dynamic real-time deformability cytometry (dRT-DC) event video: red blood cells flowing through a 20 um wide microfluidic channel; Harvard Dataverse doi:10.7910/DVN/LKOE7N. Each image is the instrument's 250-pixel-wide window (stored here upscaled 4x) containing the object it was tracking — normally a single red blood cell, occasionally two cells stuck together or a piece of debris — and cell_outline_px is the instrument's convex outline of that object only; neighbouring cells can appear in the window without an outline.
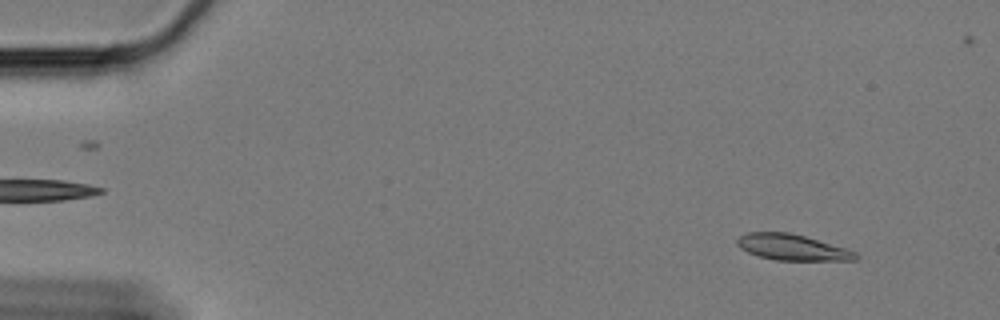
{"species": "Egyptian fruit bat (a non-hibernating species)", "species_latin": "Rousettus aegyptiacus", "temperature_condition": "cold", "stored_images_in_passage": 60, "camera_frame_rate_fps": 3000, "um_per_image_px": 0.085, "animal": {"sex": "female"}, "frame": {"image": 1, "passage_image": 5, "time_ms": 1.333, "image_size_px": [1000, 320], "cell_outline_px": [[860, 256], [856, 260], [776, 260], [760, 256], [748, 252], [740, 248], [736, 244], [736, 240], [740, 236], [748, 232], [788, 232], [804, 236], [844, 248], [856, 252]], "centroid_in_image_um": [67.32, 21.02], "position_along_channel_um": 17.7, "area_um2": 17.69}}
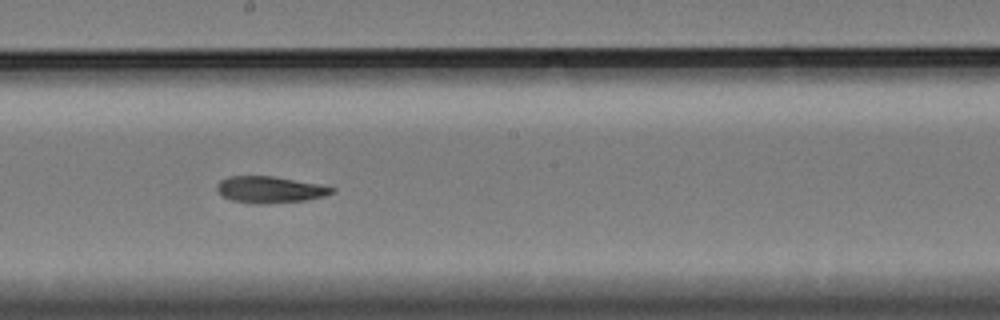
{"frame": {"image": 2, "passage_image": 33, "time_ms": 10.667, "image_size_px": [1000, 320], "cell_outline_px": [[336, 192], [324, 196], [304, 200], [260, 204], [256, 204], [232, 200], [224, 196], [216, 188], [216, 184], [220, 180], [228, 176], [272, 176], [316, 184], [336, 188]], "centroid_in_image_um": [22.92, 16.11], "position_along_channel_um": 225.3, "area_um2": 17.51}}
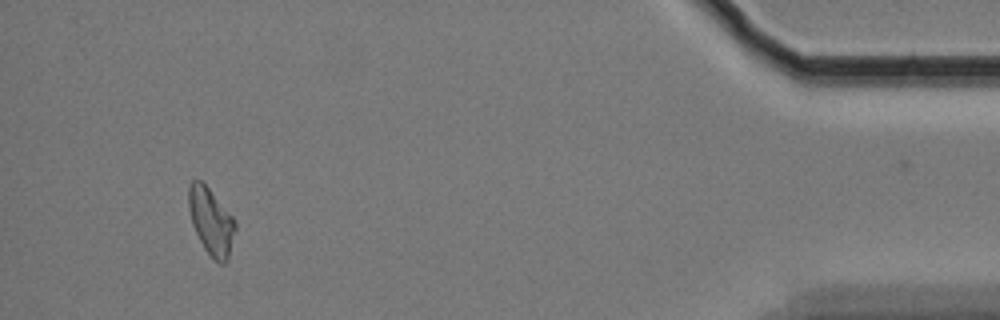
{"frame": {"image": 3, "passage_image": 56, "time_ms": 18.333, "image_size_px": [1000, 320], "cell_outline_px": [[236, 228], [228, 260], [224, 264], [220, 264], [204, 248], [192, 224], [188, 208], [188, 184], [192, 180], [200, 180], [208, 188], [232, 216], [236, 224]], "centroid_in_image_um": [17.93, 18.81], "position_along_channel_um": 417.3, "area_um2": 17.92}}